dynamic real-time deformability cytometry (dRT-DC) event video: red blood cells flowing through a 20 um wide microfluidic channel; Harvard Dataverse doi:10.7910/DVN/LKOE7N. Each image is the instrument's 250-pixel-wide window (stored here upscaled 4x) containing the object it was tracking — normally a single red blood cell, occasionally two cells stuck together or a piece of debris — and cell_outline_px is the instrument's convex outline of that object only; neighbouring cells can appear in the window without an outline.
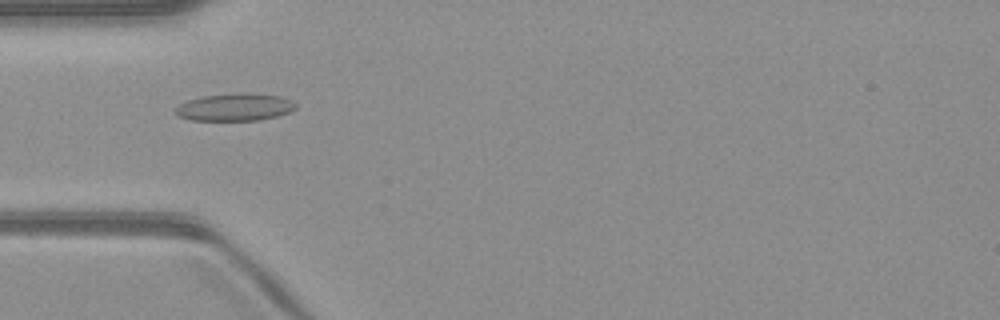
{"species": "common noctule bat (a hibernating species)", "species_latin": "Nyctalus noctula", "temperature_condition": "warm", "stored_images_in_passage": 51, "camera_frame_rate_fps": 3000, "um_per_image_px": 0.085, "animal": {"sex": "male", "body_mass_g": 23.1, "forearm_length_mm": 52.7}, "frame": {"image": 1, "passage_image": 16, "time_ms": 5.0, "image_size_px": [1000, 320], "cell_outline_px": [[296, 108], [288, 112], [276, 116], [260, 120], [192, 120], [176, 116], [176, 108], [180, 104], [188, 100], [200, 96], [240, 92], [252, 92], [280, 96], [296, 104]], "centroid_in_image_um": [19.94, 9.09], "position_along_channel_um": 65.1, "area_um2": 19.31}}
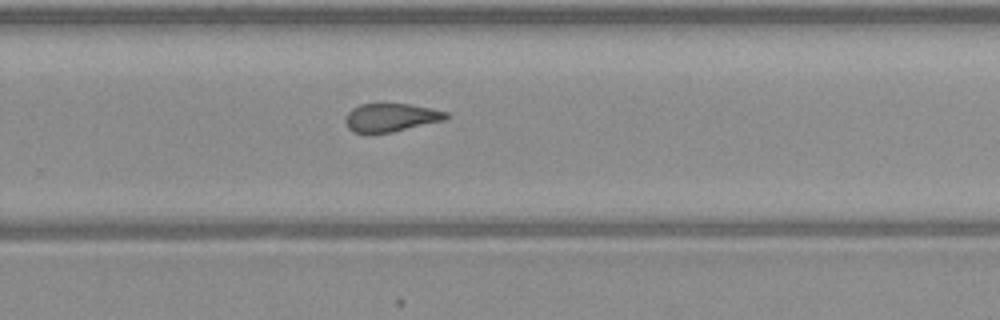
{"frame": {"image": 2, "passage_image": 33, "time_ms": 10.667, "image_size_px": [1000, 320], "cell_outline_px": [[448, 116], [444, 120], [392, 132], [352, 132], [348, 128], [344, 120], [348, 112], [352, 108], [360, 104], [408, 104], [432, 108], [448, 112]], "centroid_in_image_um": [33.22, 9.98], "position_along_channel_um": 296.6, "area_um2": 16.42}}
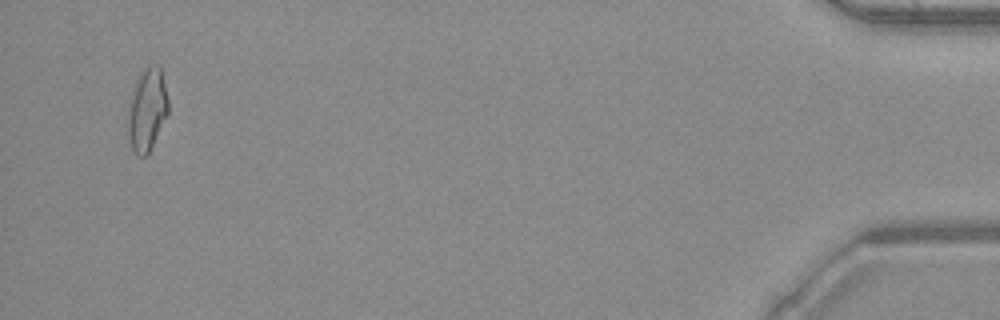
{"frame": {"image": 3, "passage_image": 49, "time_ms": 16.0, "image_size_px": [1000, 320], "cell_outline_px": [[168, 112], [148, 152], [144, 156], [140, 156], [132, 148], [128, 136], [128, 108], [136, 80], [140, 72], [144, 68], [156, 64], [160, 68], [168, 100]], "centroid_in_image_um": [12.49, 9.29], "position_along_channel_um": 422.7, "area_um2": 18.79}, "authors_computed_cell_mechanics": {"area_um2": 17.8024, "velocity_mm_per_s": 4.0732, "shape_relaxation_time_tau1_ms": null, "shape_relaxation_time_tau2_ms": 1.9491, "deformation_change_tau1": null, "deformation_change_tau2": 0.0923}}